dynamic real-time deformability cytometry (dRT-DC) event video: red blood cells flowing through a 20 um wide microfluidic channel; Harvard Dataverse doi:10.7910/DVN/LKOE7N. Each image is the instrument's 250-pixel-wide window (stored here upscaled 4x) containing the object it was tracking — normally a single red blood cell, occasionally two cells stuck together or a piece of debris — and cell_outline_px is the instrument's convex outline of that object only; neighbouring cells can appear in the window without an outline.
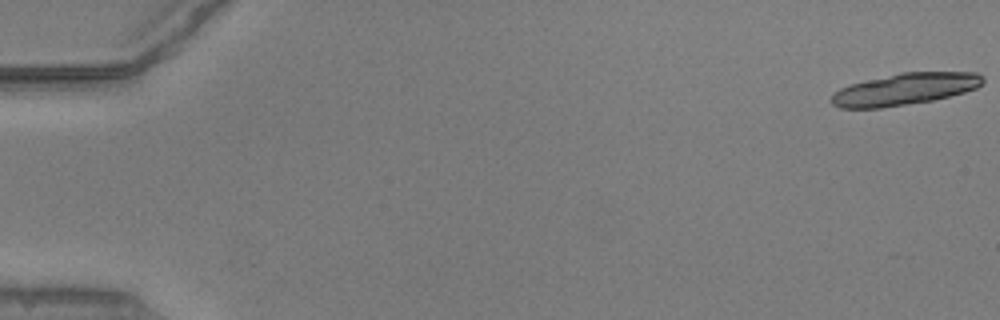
{"species": "common noctule bat (a hibernating species)", "species_latin": "Nyctalus noctula", "temperature_condition": "warm", "stored_images_in_passage": 20, "camera_frame_rate_fps": 3000, "um_per_image_px": 0.085, "animal": {"sex": "male", "body_mass_g": 20.5, "forearm_length_mm": 52.5}, "frame": {"image": 1, "passage_image": 1, "time_ms": 0.0, "image_size_px": [1000, 320], "cell_outline_px": [[984, 84], [976, 88], [964, 92], [932, 100], [880, 108], [840, 108], [832, 104], [832, 92], [840, 88], [852, 84], [900, 72], [976, 72], [984, 76]], "centroid_in_image_um": [76.93, 7.57], "position_along_channel_um": 8.1, "area_um2": 27.86}}